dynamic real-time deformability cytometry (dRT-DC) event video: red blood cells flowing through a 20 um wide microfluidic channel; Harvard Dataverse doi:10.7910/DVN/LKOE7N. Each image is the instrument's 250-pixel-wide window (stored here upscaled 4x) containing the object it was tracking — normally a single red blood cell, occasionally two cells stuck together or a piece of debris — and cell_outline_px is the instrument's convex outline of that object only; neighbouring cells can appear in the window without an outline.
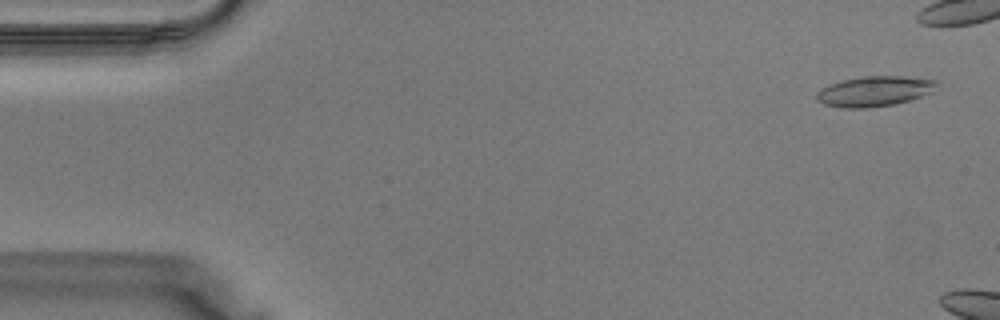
{"species": "Egyptian fruit bat (a non-hibernating species)", "species_latin": "Rousettus aegyptiacus", "temperature_condition": "warm", "stored_images_in_passage": 9, "camera_frame_rate_fps": 3000, "um_per_image_px": 0.085, "animal": {"sex": "male"}, "frame": {"image": 1, "passage_image": 2, "time_ms": 0.333, "image_size_px": [1000, 320], "cell_outline_px": [[936, 84], [932, 92], [896, 104], [864, 108], [844, 108], [824, 104], [816, 100], [816, 92], [820, 88], [828, 84], [844, 80], [864, 76], [904, 76], [936, 80]], "centroid_in_image_um": [74.27, 7.76], "position_along_channel_um": 10.7, "area_um2": 21.04}}